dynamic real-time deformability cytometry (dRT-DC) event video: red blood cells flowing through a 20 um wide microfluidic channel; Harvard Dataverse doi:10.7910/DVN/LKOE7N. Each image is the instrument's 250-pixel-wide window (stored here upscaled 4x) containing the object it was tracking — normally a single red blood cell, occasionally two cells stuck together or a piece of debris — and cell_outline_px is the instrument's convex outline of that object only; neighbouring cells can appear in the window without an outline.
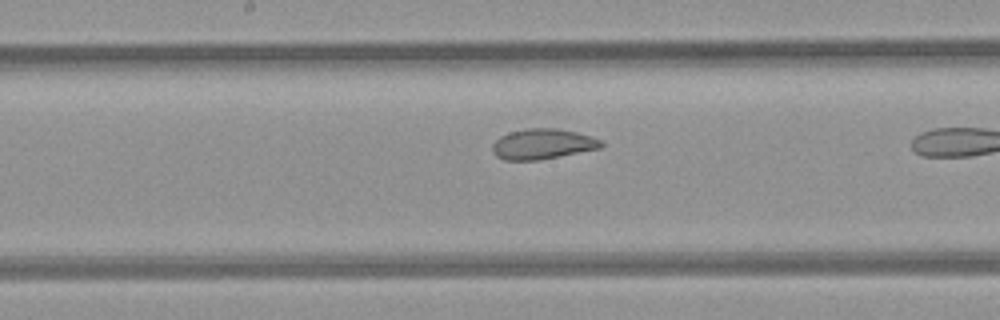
{"species": "common noctule bat (a hibernating species)", "species_latin": "Nyctalus noctula", "temperature_condition": "room temperature", "stored_images_in_passage": 8, "segment_of_instrument_passage": [1, 2], "camera_frame_rate_fps": 3000, "um_per_image_px": 0.085, "animal": {"sex": "female", "body_mass_g": 21.9}, "frame": {"image": 1, "passage_image": 5, "time_ms": 4.667, "image_size_px": [1000, 320], "cell_outline_px": [[604, 144], [600, 148], [540, 160], [504, 160], [496, 156], [492, 152], [492, 144], [500, 136], [508, 132], [528, 128], [556, 128], [576, 132], [592, 136], [600, 140]], "centroid_in_image_um": [46.1, 12.24], "position_along_channel_um": 202.1, "area_um2": 19.31}}
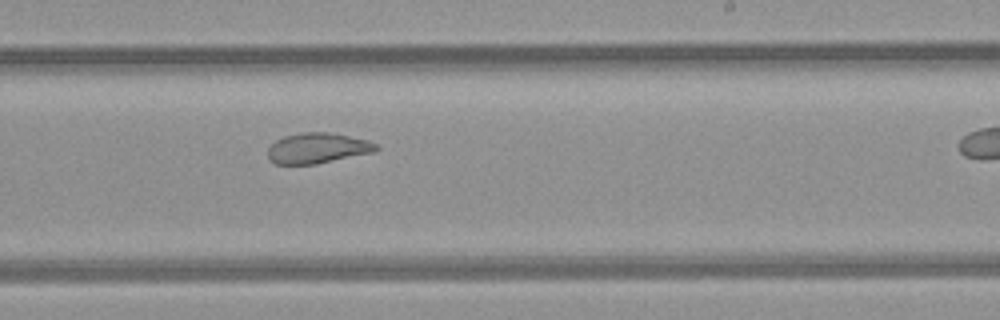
{"frame": {"image": 2, "passage_image": 7, "time_ms": 7.0, "image_size_px": [1000, 320], "cell_outline_px": [[380, 148], [372, 152], [316, 164], [276, 164], [268, 156], [268, 148], [276, 140], [284, 136], [304, 132], [328, 132], [368, 140], [376, 144]], "centroid_in_image_um": [26.98, 12.59], "position_along_channel_um": 262.0, "area_um2": 18.96}}